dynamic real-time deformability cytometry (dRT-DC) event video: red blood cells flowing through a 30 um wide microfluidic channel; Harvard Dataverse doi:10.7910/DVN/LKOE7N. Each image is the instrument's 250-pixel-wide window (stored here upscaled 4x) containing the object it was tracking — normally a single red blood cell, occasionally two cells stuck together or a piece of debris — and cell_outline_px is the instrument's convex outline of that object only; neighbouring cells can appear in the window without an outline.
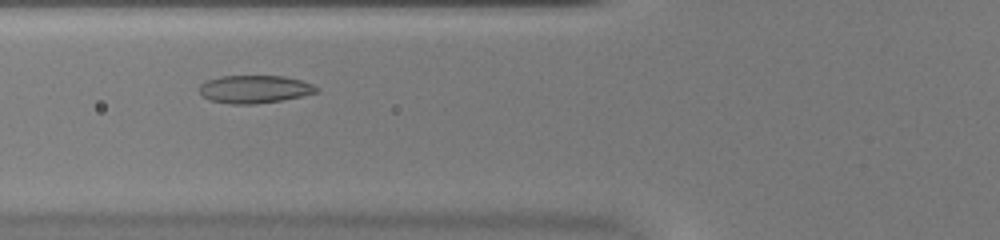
{"species": "common noctule bat (a hibernating species)", "species_latin": "Nyctalus noctula", "temperature_condition": "warm", "stored_images_in_passage": 40, "camera_frame_rate_fps": 3000, "um_per_image_px": 0.085, "animal": {"sex": "female", "body_mass_g": 20.0, "forearm_length_mm": 54.0}, "frame": {"image": 1, "passage_image": 9, "time_ms": 2.667, "image_size_px": [1000, 240], "cell_outline_px": [[320, 92], [280, 100], [256, 104], [232, 104], [208, 100], [200, 96], [200, 84], [208, 80], [220, 76], [284, 76], [300, 80], [312, 84], [320, 88]], "centroid_in_image_um": [21.63, 7.58], "position_along_channel_um": 104.2, "area_um2": 19.07}}
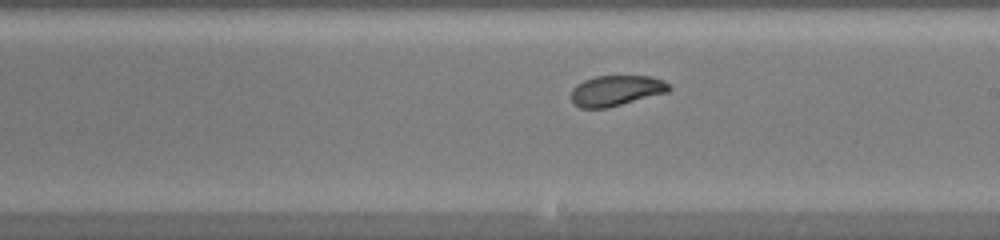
{"frame": {"image": 2, "passage_image": 19, "time_ms": 6.0, "image_size_px": [1000, 240], "cell_outline_px": [[672, 88], [668, 92], [608, 108], [580, 108], [572, 100], [572, 88], [576, 84], [584, 80], [596, 76], [652, 76], [664, 80]], "centroid_in_image_um": [52.39, 7.7], "position_along_channel_um": 236.6, "area_um2": 17.46}}
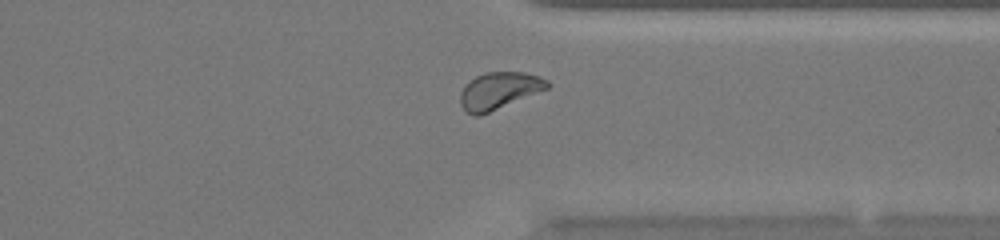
{"frame": {"image": 3, "passage_image": 29, "time_ms": 9.333, "image_size_px": [1000, 240], "cell_outline_px": [[548, 88], [480, 116], [472, 116], [460, 104], [460, 92], [476, 76], [484, 72], [524, 72], [540, 76], [548, 80]], "centroid_in_image_um": [42.42, 7.71], "position_along_channel_um": 369.0, "area_um2": 18.5}, "authors_computed_cell_mechanics": {"area_um2": 18.4671, "velocity_mm_per_s": 3.9805, "shape_relaxation_time_tau1_ms": 6.1587, "shape_relaxation_time_tau2_ms": 0.9966, "deformation_change_tau1": 0.1481, "deformation_change_tau2": 0.055}}